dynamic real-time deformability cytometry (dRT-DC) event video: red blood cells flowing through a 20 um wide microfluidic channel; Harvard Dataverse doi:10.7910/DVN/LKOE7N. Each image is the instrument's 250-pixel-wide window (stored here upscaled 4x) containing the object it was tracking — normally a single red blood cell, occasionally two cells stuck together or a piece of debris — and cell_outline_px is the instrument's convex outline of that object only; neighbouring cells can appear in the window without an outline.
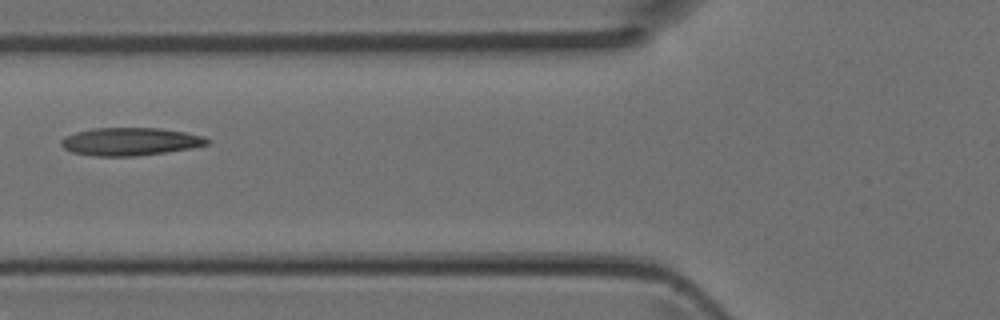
{"species": "Egyptian fruit bat (a non-hibernating species)", "species_latin": "Rousettus aegyptiacus", "temperature_condition": "room temperature", "stored_images_in_passage": 3, "camera_frame_rate_fps": 3000, "um_per_image_px": 0.085, "animal": {"sex": "female"}, "frame": {"image": 1, "passage_image": 3, "time_ms": 0.667, "image_size_px": [1000, 320], "cell_outline_px": [[212, 140], [208, 144], [192, 148], [136, 156], [96, 156], [72, 152], [64, 148], [60, 144], [60, 140], [64, 136], [76, 132], [92, 128], [160, 128], [184, 132], [204, 136]], "centroid_in_image_um": [11.06, 12.03], "position_along_channel_um": 114.7, "area_um2": 23.76}}